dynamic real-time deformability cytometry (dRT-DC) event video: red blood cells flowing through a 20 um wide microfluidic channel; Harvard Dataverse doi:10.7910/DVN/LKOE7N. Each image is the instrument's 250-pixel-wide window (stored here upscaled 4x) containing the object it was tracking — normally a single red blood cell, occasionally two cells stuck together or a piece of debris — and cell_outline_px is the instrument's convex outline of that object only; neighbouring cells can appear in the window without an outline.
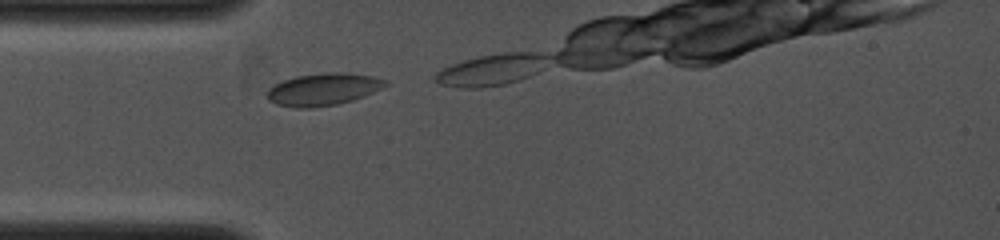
{"species": "common noctule bat (a hibernating species)", "species_latin": "Nyctalus noctula", "temperature_condition": "cold", "stored_images_in_passage": 2, "camera_frame_rate_fps": 4000, "um_per_image_px": 0.085, "animal": {"sex": "female", "body_mass_g": 19.0, "forearm_length_mm": 53.3}, "frame": {"image": 1, "passage_image": 1, "time_ms": 0.0, "image_size_px": [1000, 240], "cell_outline_px": [[388, 84], [364, 96], [352, 100], [336, 104], [312, 108], [296, 108], [276, 104], [268, 100], [268, 88], [284, 80], [296, 76], [328, 72], [340, 72], [372, 76], [388, 80]], "centroid_in_image_um": [27.46, 7.59], "position_along_channel_um": 57.5, "area_um2": 22.02}}